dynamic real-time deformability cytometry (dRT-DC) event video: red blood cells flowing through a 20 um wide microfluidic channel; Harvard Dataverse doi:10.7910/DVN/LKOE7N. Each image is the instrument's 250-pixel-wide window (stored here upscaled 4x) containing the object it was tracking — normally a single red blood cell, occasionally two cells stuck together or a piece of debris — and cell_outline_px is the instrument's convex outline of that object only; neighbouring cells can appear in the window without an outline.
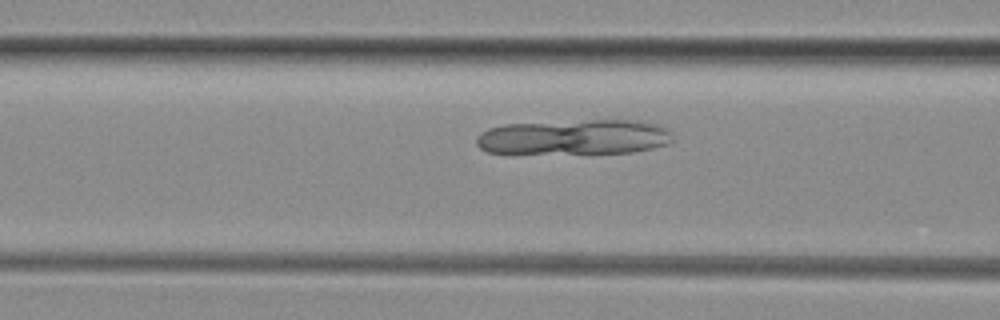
{"species": "common noctule bat (a hibernating species)", "species_latin": "Nyctalus noctula", "temperature_condition": "room temperature", "stored_images_in_passage": 9, "camera_frame_rate_fps": 3000, "um_per_image_px": 0.085, "animal": {"sex": "female", "body_mass_g": 29.2, "forearm_length_mm": 56.3}, "frame": {"image": 1, "passage_image": 7, "time_ms": 2.0, "image_size_px": [1000, 320], "cell_outline_px": [[672, 140], [668, 144], [652, 148], [632, 152], [488, 152], [480, 148], [476, 144], [476, 136], [480, 132], [488, 128], [504, 124], [592, 120], [640, 120], [660, 124], [668, 128], [672, 132]], "centroid_in_image_um": [48.86, 11.62], "position_along_channel_um": 117.7, "area_um2": 39.88}}